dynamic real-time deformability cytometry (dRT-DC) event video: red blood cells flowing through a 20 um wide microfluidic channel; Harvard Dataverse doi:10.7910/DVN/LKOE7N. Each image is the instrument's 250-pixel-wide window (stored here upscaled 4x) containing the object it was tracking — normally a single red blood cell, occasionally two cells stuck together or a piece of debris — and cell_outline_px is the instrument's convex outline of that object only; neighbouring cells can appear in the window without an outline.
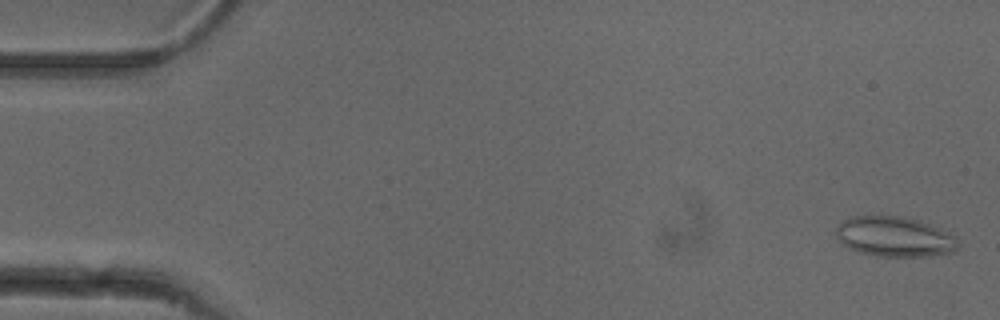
{"species": "common noctule bat (a hibernating species)", "species_latin": "Nyctalus noctula", "temperature_condition": "cold", "stored_images_in_passage": 54, "camera_frame_rate_fps": 3000, "um_per_image_px": 0.085, "animal": {"sex": "female"}, "frame": {"image": 1, "passage_image": 2, "time_ms": 0.333, "image_size_px": [1000, 320], "cell_outline_px": [[960, 244], [952, 252], [928, 256], [876, 256], [860, 252], [848, 248], [840, 244], [836, 236], [836, 228], [840, 220], [852, 216], [900, 216], [920, 220], [952, 236]], "centroid_in_image_um": [75.94, 20.12], "position_along_channel_um": 9.1, "area_um2": 28.38}}
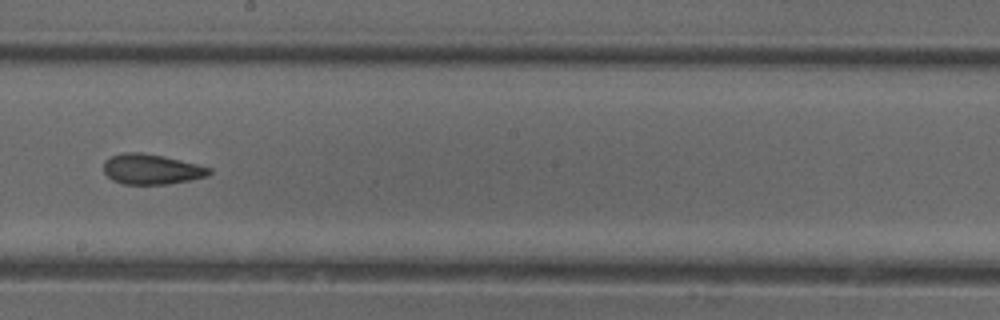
{"frame": {"image": 2, "passage_image": 30, "time_ms": 9.667, "image_size_px": [1000, 320], "cell_outline_px": [[212, 172], [208, 176], [192, 180], [168, 184], [124, 184], [112, 180], [104, 172], [104, 160], [112, 156], [124, 152], [140, 152], [164, 156], [212, 168]], "centroid_in_image_um": [12.89, 14.38], "position_along_channel_um": 235.3, "area_um2": 18.67}}
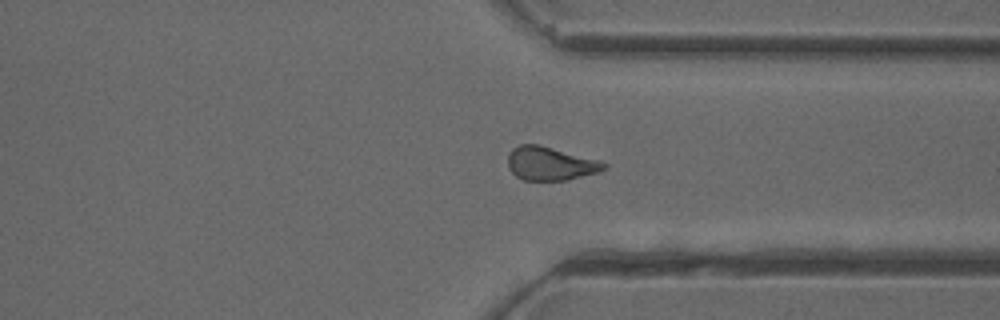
{"frame": {"image": 3, "passage_image": 40, "time_ms": 13.0, "image_size_px": [1000, 320], "cell_outline_px": [[608, 164], [604, 168], [596, 172], [568, 180], [524, 180], [516, 176], [508, 168], [508, 156], [512, 148], [520, 144], [540, 144], [600, 160]], "centroid_in_image_um": [46.76, 13.89], "position_along_channel_um": 364.6, "area_um2": 18.79}, "authors_computed_cell_mechanics": {"area_um2": 19.1318, "velocity_mm_per_s": 3.8957, "shape_relaxation_time_tau1_ms": null, "shape_relaxation_time_tau2_ms": 2.91, "deformation_change_tau1": null, "deformation_change_tau2": 0.0928}}